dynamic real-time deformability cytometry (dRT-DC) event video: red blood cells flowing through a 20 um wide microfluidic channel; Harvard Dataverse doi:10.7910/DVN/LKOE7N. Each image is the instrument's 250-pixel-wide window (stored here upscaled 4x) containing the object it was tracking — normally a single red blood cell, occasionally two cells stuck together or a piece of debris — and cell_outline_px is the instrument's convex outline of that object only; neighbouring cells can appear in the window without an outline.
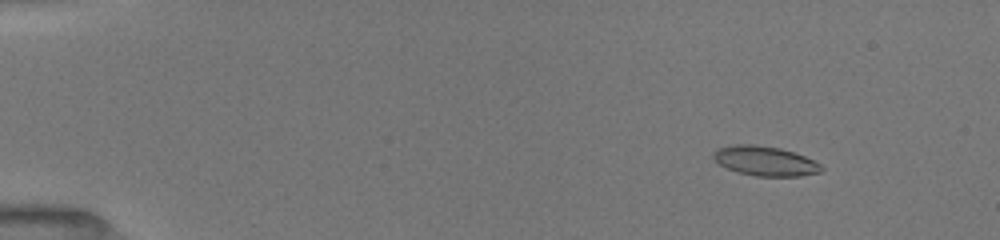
{"species": "common noctule bat (a hibernating species)", "species_latin": "Nyctalus noctula", "temperature_condition": "room temperature", "stored_images_in_passage": 43, "camera_frame_rate_fps": 3000, "um_per_image_px": 0.085, "animal": {"sex": "female", "body_mass_g": 19.5, "forearm_length_mm": 54.1}, "frame": {"image": 1, "passage_image": 7, "time_ms": 2.0, "image_size_px": [1000, 240], "cell_outline_px": [[824, 168], [820, 172], [800, 176], [756, 176], [736, 172], [720, 164], [712, 156], [712, 152], [716, 148], [736, 144], [756, 144], [780, 148], [804, 156], [820, 164]], "centroid_in_image_um": [65.0, 13.68], "position_along_channel_um": 20.0, "area_um2": 18.61}}
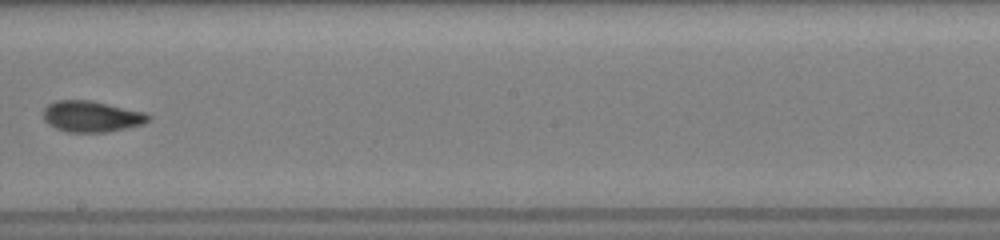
{"frame": {"image": 2, "passage_image": 26, "time_ms": 10.333, "image_size_px": [1000, 240], "cell_outline_px": [[152, 120], [144, 124], [128, 128], [104, 132], [68, 132], [56, 128], [48, 124], [44, 120], [44, 108], [48, 104], [56, 100], [92, 100], [148, 112], [152, 116]], "centroid_in_image_um": [7.86, 9.89], "position_along_channel_um": 240.3, "area_um2": 19.42}}
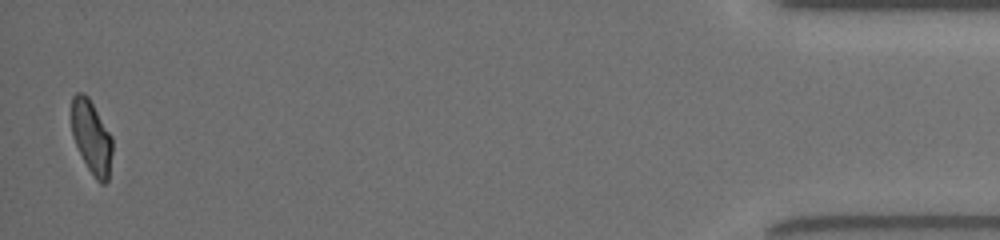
{"frame": {"image": 3, "passage_image": 43, "time_ms": 17.0, "image_size_px": [1000, 240], "cell_outline_px": [[112, 152], [108, 180], [104, 184], [100, 184], [96, 180], [88, 168], [72, 136], [72, 96], [76, 92], [84, 92], [88, 96], [112, 136]], "centroid_in_image_um": [7.79, 11.64], "position_along_channel_um": 427.4, "area_um2": 17.4}, "authors_computed_cell_mechanics": {"area_um2": 18.6116, "velocity_mm_per_s": 4.0093, "shape_relaxation_time_tau1_ms": 4.9033, "shape_relaxation_time_tau2_ms": 1.5904, "deformation_change_tau1": 0.1746, "deformation_change_tau2": 0.0735}}